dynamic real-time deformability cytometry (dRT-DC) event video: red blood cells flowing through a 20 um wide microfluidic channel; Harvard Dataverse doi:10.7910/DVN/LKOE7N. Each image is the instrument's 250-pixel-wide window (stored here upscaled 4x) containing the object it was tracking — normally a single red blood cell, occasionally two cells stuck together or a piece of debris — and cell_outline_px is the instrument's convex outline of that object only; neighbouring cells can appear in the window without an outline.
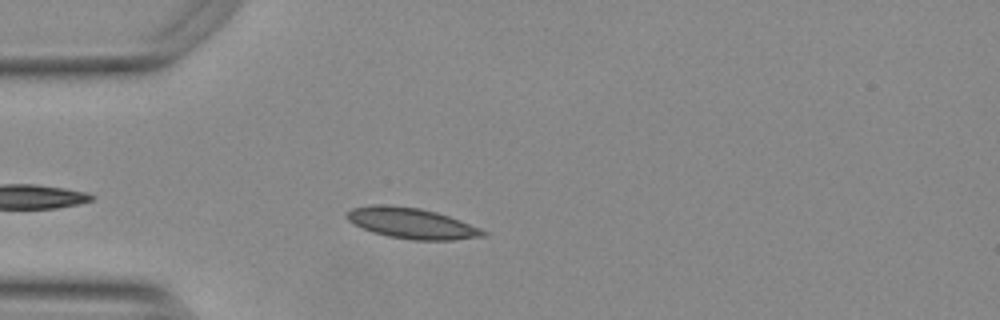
{"species": "Egyptian fruit bat (a non-hibernating species)", "species_latin": "Rousettus aegyptiacus", "temperature_condition": "warm", "stored_images_in_passage": 27, "camera_frame_rate_fps": 3000, "um_per_image_px": 0.085, "animal": {"sex": "female"}, "frame": {"image": 1, "passage_image": 6, "time_ms": 1.667, "image_size_px": [1000, 320], "cell_outline_px": [[488, 236], [452, 240], [412, 240], [388, 236], [372, 232], [348, 220], [348, 212], [352, 208], [376, 204], [420, 208], [436, 212], [460, 220], [480, 228], [488, 232]], "centroid_in_image_um": [35.05, 18.99], "position_along_channel_um": 49.9, "area_um2": 24.1}}
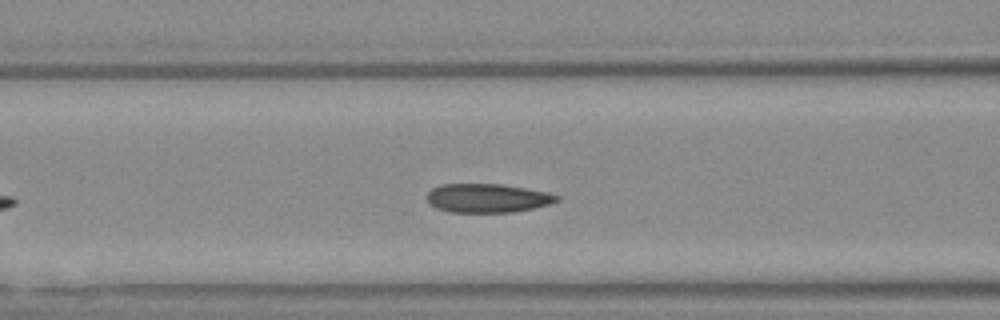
{"frame": {"image": 2, "passage_image": 13, "time_ms": 4.0, "image_size_px": [1000, 320], "cell_outline_px": [[560, 200], [548, 204], [532, 208], [512, 212], [448, 212], [436, 208], [424, 196], [432, 188], [440, 184], [500, 184], [548, 192], [560, 196]], "centroid_in_image_um": [41.4, 16.83], "position_along_channel_um": 125.2, "area_um2": 21.79}}
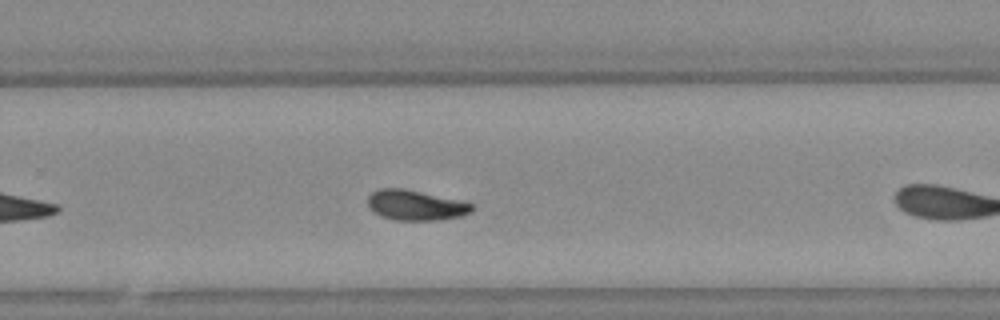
{"frame": {"image": 3, "passage_image": 23, "time_ms": 7.333, "image_size_px": [1000, 320], "cell_outline_px": [[472, 212], [460, 216], [440, 220], [396, 220], [380, 216], [368, 204], [368, 196], [372, 192], [380, 188], [400, 188], [464, 200], [472, 204]], "centroid_in_image_um": [35.36, 17.44], "position_along_channel_um": 294.4, "area_um2": 18.26}}